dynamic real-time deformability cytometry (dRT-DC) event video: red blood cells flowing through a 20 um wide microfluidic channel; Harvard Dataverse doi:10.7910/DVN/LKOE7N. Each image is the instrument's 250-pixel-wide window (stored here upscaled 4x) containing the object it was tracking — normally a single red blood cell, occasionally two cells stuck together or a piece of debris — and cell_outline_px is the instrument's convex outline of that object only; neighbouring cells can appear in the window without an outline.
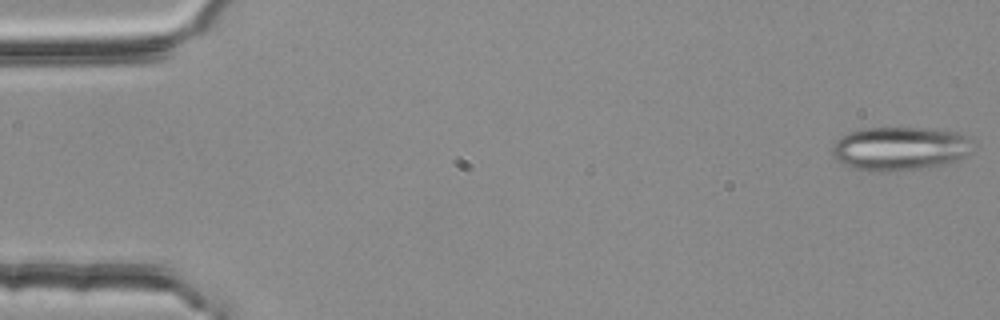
{"species": "common noctule bat (a hibernating species)", "species_latin": "Nyctalus noctula", "temperature_condition": "room temperature", "stored_images_in_passage": 3, "camera_frame_rate_fps": 3000, "um_per_image_px": 0.085, "animal": {"sex": "female", "body_mass_g": 25.1}, "frame": {"image": 1, "passage_image": 1, "time_ms": 0.0, "image_size_px": [1000, 320], "cell_outline_px": [[976, 140], [972, 152], [956, 160], [944, 164], [920, 168], [888, 172], [876, 172], [852, 168], [840, 164], [832, 156], [832, 144], [840, 136], [848, 132], [860, 128], [932, 128], [956, 132]], "centroid_in_image_um": [76.48, 12.62], "position_along_channel_um": 8.5, "area_um2": 36.53}}